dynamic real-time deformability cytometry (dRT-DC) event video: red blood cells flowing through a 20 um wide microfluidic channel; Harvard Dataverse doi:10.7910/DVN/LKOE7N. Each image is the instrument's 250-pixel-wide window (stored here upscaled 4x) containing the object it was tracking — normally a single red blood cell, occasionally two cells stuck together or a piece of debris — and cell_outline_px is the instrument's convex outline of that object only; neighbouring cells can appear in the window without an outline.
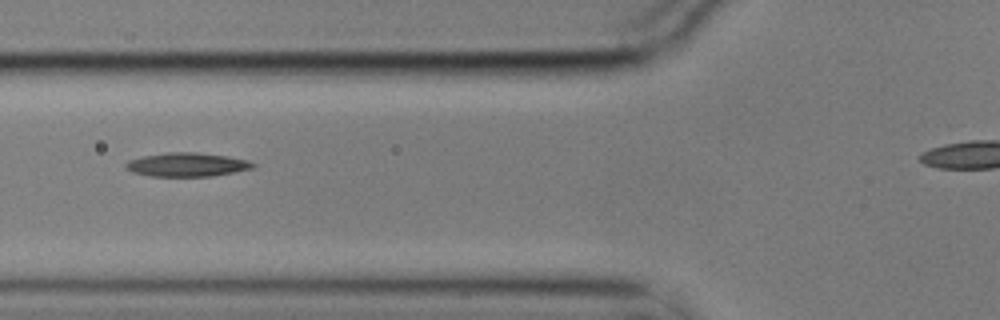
{"species": "common noctule bat (a hibernating species)", "species_latin": "Nyctalus noctula", "temperature_condition": "cold", "stored_images_in_passage": 6, "segment_of_instrument_passage": [1, 2], "camera_frame_rate_fps": 3000, "um_per_image_px": 0.085, "animal": {"sex": "male", "body_mass_g": 17.9}, "frame": {"image": 1, "passage_image": 3, "time_ms": 0.667, "image_size_px": [1000, 320], "cell_outline_px": [[256, 164], [252, 168], [212, 176], [152, 176], [132, 172], [124, 168], [124, 164], [128, 160], [144, 156], [168, 152], [196, 152], [228, 156], [248, 160]], "centroid_in_image_um": [15.86, 13.99], "position_along_channel_um": 109.9, "area_um2": 17.57}}
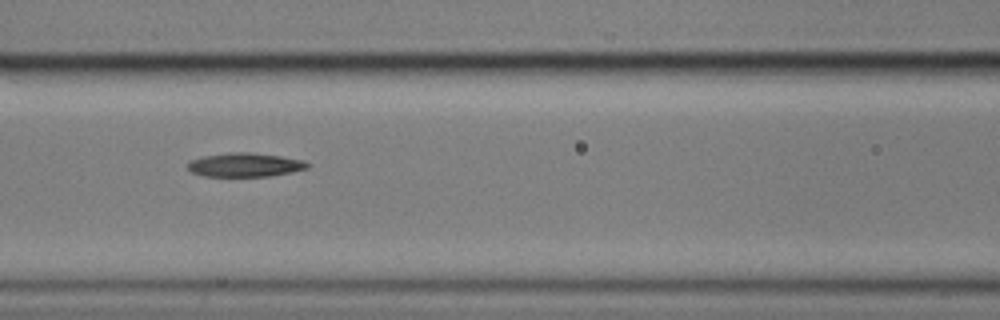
{"frame": {"image": 2, "passage_image": 4, "time_ms": 1.0, "image_size_px": [1000, 320], "cell_outline_px": [[308, 168], [292, 172], [268, 176], [204, 176], [192, 172], [188, 168], [188, 160], [200, 156], [228, 152], [252, 152], [280, 156], [304, 160], [308, 164]], "centroid_in_image_um": [20.78, 14.0], "position_along_channel_um": 145.8, "area_um2": 16.76}}
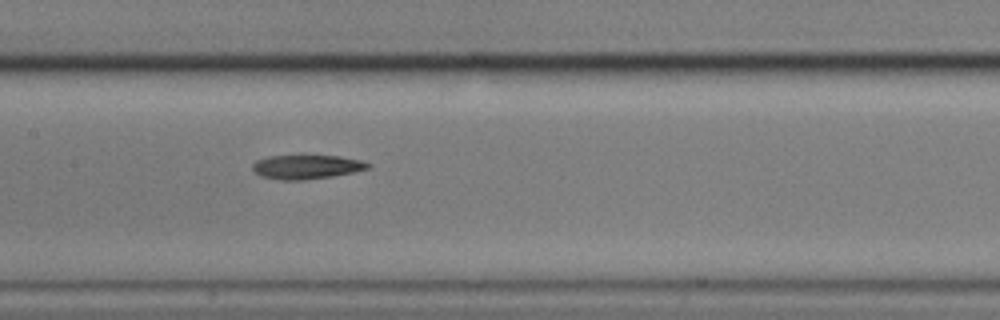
{"frame": {"image": 3, "passage_image": 5, "time_ms": 1.333, "image_size_px": [1000, 320], "cell_outline_px": [[372, 168], [332, 176], [304, 180], [280, 180], [260, 176], [252, 168], [252, 164], [256, 160], [268, 156], [304, 152], [340, 156], [364, 160], [372, 164]], "centroid_in_image_um": [26.08, 14.12], "position_along_channel_um": 181.3, "area_um2": 17.34}}